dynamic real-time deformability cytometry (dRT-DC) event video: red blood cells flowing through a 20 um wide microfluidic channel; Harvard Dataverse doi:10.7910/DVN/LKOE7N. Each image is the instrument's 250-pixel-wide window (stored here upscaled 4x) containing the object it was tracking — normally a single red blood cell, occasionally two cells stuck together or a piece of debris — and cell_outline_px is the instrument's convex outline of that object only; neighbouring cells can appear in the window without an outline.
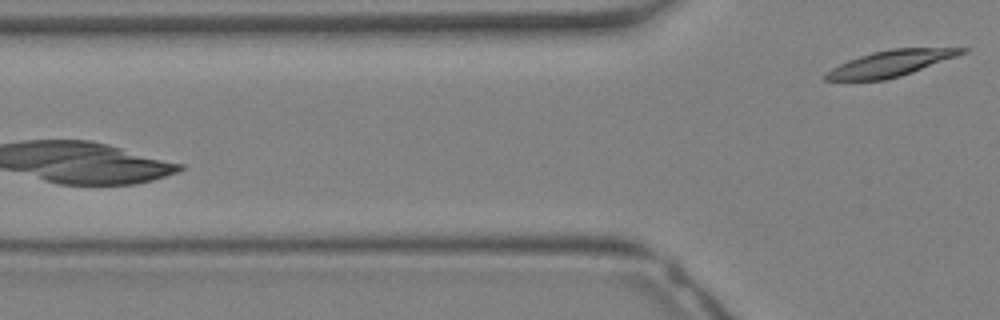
{"species": "Egyptian fruit bat (a non-hibernating species)", "species_latin": "Rousettus aegyptiacus", "temperature_condition": "warm", "stored_images_in_passage": 9, "camera_frame_rate_fps": 3000, "um_per_image_px": 0.085, "animal": {"sex": "female"}, "frame": {"image": 1, "passage_image": 9, "time_ms": 2.667, "image_size_px": [1000, 320], "cell_outline_px": [[968, 52], [912, 72], [900, 76], [884, 80], [824, 80], [824, 72], [848, 60], [872, 52], [892, 48], [968, 48]], "centroid_in_image_um": [75.69, 5.39], "position_along_channel_um": 50.1, "area_um2": 20.46}}